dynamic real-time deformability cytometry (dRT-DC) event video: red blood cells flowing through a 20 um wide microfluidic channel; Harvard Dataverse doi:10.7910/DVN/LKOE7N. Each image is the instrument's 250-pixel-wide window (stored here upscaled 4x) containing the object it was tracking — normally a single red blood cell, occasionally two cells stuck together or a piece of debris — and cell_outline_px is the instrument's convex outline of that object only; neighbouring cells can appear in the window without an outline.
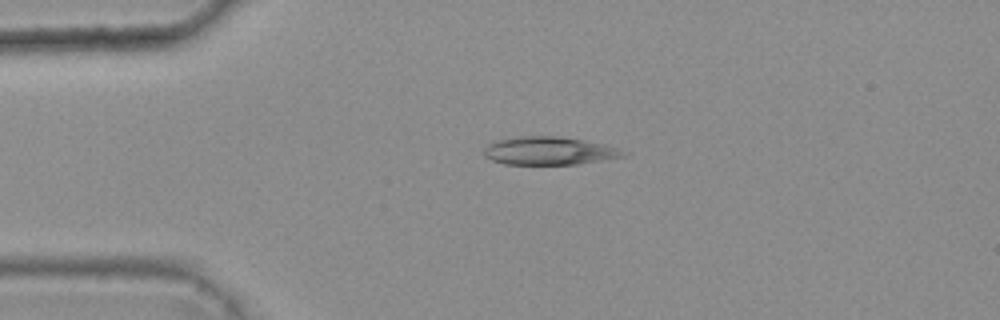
{"species": "common noctule bat (a hibernating species)", "species_latin": "Nyctalus noctula", "temperature_condition": "warm", "stored_images_in_passage": 2, "camera_frame_rate_fps": 3000, "um_per_image_px": 0.085, "animal": {"sex": "female", "body_mass_g": 25.1}, "frame": {"image": 1, "passage_image": 2, "time_ms": 0.333, "image_size_px": [1000, 320], "cell_outline_px": [[628, 156], [604, 160], [576, 164], [504, 164], [492, 160], [484, 156], [484, 148], [488, 144], [496, 140], [520, 136], [560, 136], [584, 140], [604, 144], [628, 152]], "centroid_in_image_um": [46.69, 12.82], "position_along_channel_um": 38.3, "area_um2": 22.89}}